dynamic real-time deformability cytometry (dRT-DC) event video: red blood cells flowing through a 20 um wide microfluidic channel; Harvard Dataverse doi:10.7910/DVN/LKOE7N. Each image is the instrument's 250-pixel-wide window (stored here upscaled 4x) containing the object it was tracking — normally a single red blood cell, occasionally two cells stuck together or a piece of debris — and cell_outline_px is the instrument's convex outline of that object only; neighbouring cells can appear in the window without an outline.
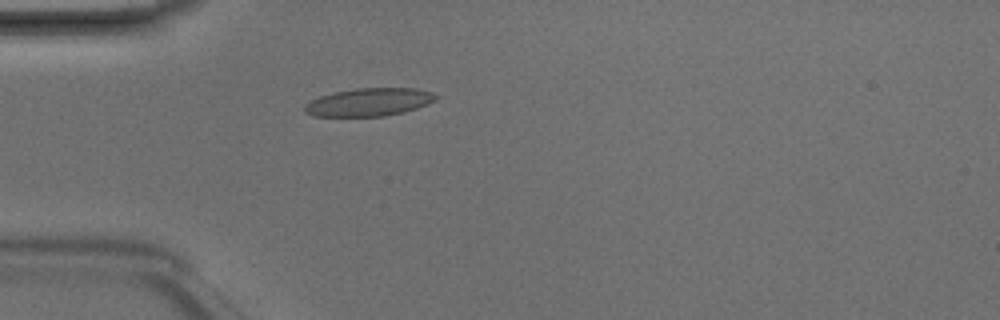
{"species": "Egyptian fruit bat (a non-hibernating species)", "species_latin": "Rousettus aegyptiacus", "temperature_condition": "room temperature", "stored_images_in_passage": 1, "camera_frame_rate_fps": 3000, "um_per_image_px": 0.085, "animal": {"sex": "male"}, "frame": {"image": 1, "passage_image": 1, "time_ms": 0.0, "image_size_px": [1000, 320], "cell_outline_px": [[440, 96], [436, 100], [428, 104], [404, 112], [384, 116], [312, 116], [304, 112], [304, 104], [320, 96], [336, 92], [356, 88], [416, 88], [432, 92]], "centroid_in_image_um": [31.39, 8.68], "position_along_channel_um": 53.6, "area_um2": 21.44}}